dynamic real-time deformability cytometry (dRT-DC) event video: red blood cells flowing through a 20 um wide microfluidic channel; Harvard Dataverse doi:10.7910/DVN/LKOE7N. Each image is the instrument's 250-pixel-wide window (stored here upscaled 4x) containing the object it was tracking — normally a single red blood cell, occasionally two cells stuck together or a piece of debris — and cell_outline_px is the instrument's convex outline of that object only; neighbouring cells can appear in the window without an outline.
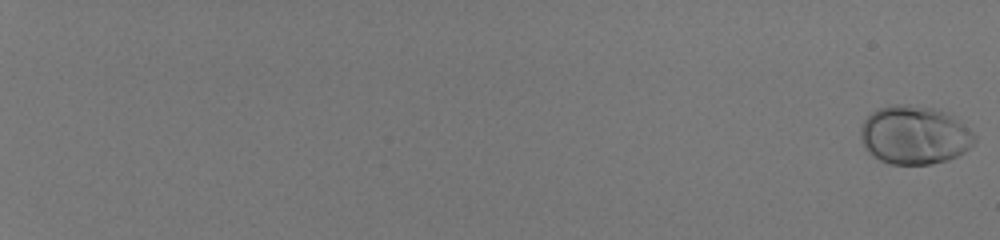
{"species": "human", "species_latin": "Homo sapiens", "temperature_condition": "room temperature", "stored_images_in_passage": 57, "camera_frame_rate_fps": 3000, "um_per_image_px": 0.085, "donor": {"sex": "male"}, "frame": {"image": 1, "passage_image": 1, "time_ms": 0.0, "image_size_px": [1000, 240], "cell_outline_px": [[976, 140], [964, 152], [956, 156], [932, 164], [888, 164], [872, 156], [864, 148], [860, 136], [860, 128], [864, 120], [876, 108], [892, 104], [908, 104], [932, 108], [948, 112], [972, 132], [976, 136]], "centroid_in_image_um": [77.68, 11.47], "position_along_channel_um": 7.3, "area_um2": 38.96}}
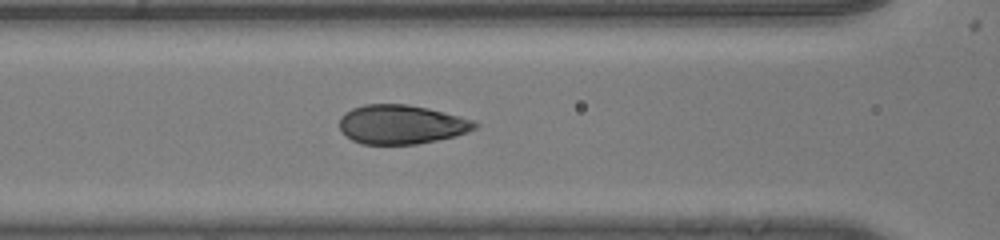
{"frame": {"image": 2, "passage_image": 32, "time_ms": 10.333, "image_size_px": [1000, 240], "cell_outline_px": [[480, 124], [476, 128], [468, 132], [456, 136], [416, 144], [364, 144], [352, 140], [340, 128], [340, 116], [344, 112], [352, 108], [364, 104], [408, 104], [428, 108], [460, 116], [472, 120]], "centroid_in_image_um": [34.13, 10.57], "position_along_channel_um": 132.5, "area_um2": 30.87}}
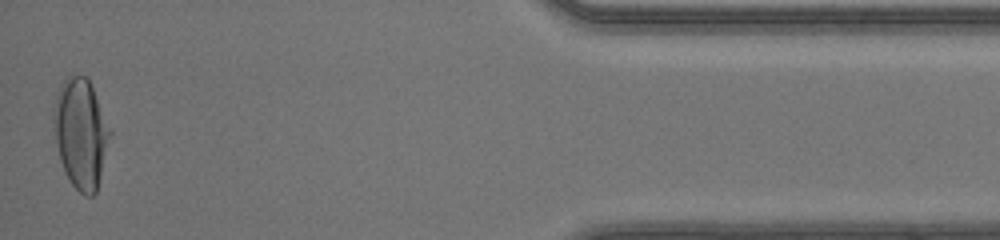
{"frame": {"image": 3, "passage_image": 57, "time_ms": 18.667, "image_size_px": [1000, 240], "cell_outline_px": [[112, 132], [96, 192], [92, 196], [84, 196], [72, 184], [64, 172], [60, 160], [56, 140], [52, 116], [52, 108], [56, 92], [60, 84], [68, 76], [88, 76], [112, 128]], "centroid_in_image_um": [6.88, 11.29], "position_along_channel_um": 428.3, "area_um2": 36.53}, "authors_computed_cell_mechanics": {"area_um2": 33.0038, "velocity_mm_per_s": 4.1419, "shape_relaxation_time_tau1_ms": 3.6586, "shape_relaxation_time_tau2_ms": null, "deformation_change_tau1": 0.1682, "deformation_change_tau2": null}}